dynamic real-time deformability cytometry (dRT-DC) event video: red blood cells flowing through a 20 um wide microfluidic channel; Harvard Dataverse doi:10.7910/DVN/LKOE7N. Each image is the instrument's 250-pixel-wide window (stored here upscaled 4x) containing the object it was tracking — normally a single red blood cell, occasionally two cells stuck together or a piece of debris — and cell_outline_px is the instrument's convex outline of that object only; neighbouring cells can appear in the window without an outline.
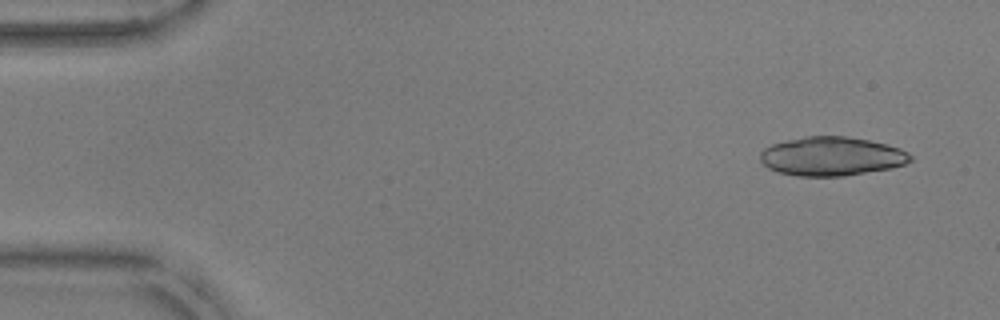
{"species": "common noctule bat (a hibernating species)", "species_latin": "Nyctalus noctula", "temperature_condition": "warm", "stored_images_in_passage": 51, "camera_frame_rate_fps": 3000, "um_per_image_px": 0.085, "animal": {"sex": "male", "body_mass_g": 17.9, "forearm_length_mm": 54.2}, "frame": {"image": 1, "passage_image": 3, "time_ms": 0.667, "image_size_px": [1000, 320], "cell_outline_px": [[912, 160], [904, 164], [892, 168], [844, 176], [796, 176], [780, 172], [768, 168], [760, 160], [760, 152], [764, 148], [772, 144], [804, 136], [844, 136], [868, 140], [900, 148], [908, 152], [912, 156]], "centroid_in_image_um": [70.68, 13.29], "position_along_channel_um": 14.3, "area_um2": 33.99}}